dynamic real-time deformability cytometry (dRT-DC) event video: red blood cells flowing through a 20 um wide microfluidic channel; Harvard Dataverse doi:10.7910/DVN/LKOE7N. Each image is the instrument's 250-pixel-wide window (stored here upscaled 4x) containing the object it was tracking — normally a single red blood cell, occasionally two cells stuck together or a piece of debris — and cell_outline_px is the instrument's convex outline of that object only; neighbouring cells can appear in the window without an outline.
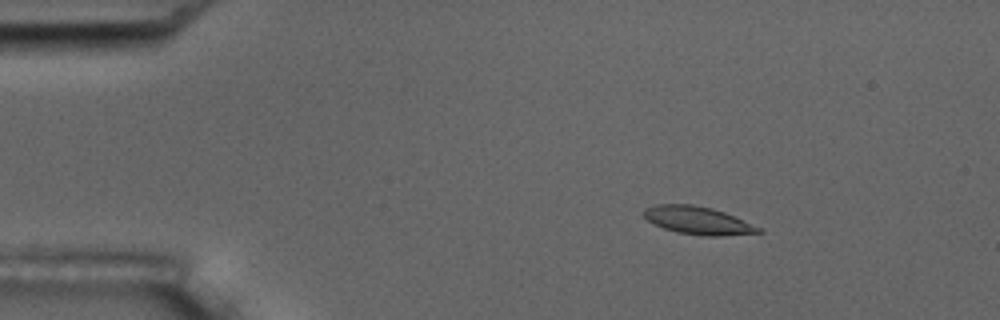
{"species": "common noctule bat (a hibernating species)", "species_latin": "Nyctalus noctula", "temperature_condition": "room temperature", "stored_images_in_passage": 4, "camera_frame_rate_fps": 3000, "um_per_image_px": 0.085, "animal": {"sex": "male", "body_mass_g": 17.5, "forearm_length_mm": 52.3}, "frame": {"image": 1, "passage_image": 2, "time_ms": 1.0, "image_size_px": [1000, 320], "cell_outline_px": [[764, 232], [720, 236], [704, 236], [676, 232], [664, 228], [648, 220], [644, 216], [644, 208], [656, 204], [692, 204], [712, 208], [724, 212], [760, 228]], "centroid_in_image_um": [59.3, 18.73], "position_along_channel_um": 25.7, "area_um2": 18.38}}